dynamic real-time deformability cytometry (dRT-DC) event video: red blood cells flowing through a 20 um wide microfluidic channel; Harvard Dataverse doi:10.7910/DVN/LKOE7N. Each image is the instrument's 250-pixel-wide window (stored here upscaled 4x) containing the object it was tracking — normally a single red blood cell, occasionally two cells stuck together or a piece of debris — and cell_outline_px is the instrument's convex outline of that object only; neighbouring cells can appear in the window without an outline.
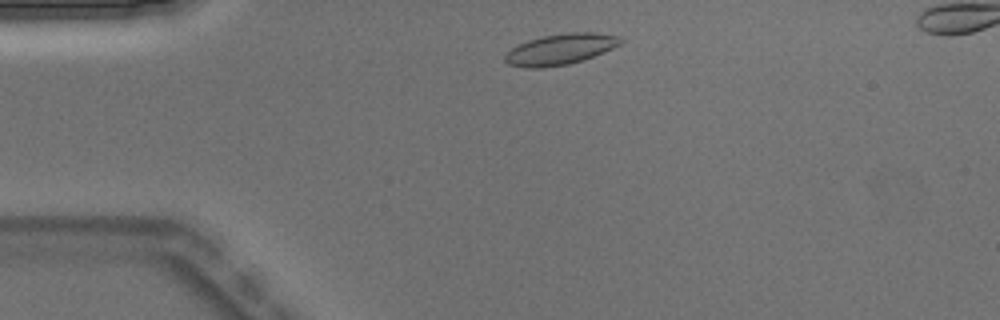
{"species": "Egyptian fruit bat (a non-hibernating species)", "species_latin": "Rousettus aegyptiacus", "temperature_condition": "warm", "stored_images_in_passage": 3, "camera_frame_rate_fps": 3000, "um_per_image_px": 0.085, "animal": {"sex": "male"}, "frame": {"image": 1, "passage_image": 1, "time_ms": 0.0, "image_size_px": [1000, 320], "cell_outline_px": [[624, 40], [620, 44], [604, 52], [584, 60], [568, 64], [540, 68], [524, 68], [508, 64], [504, 60], [504, 56], [516, 44], [540, 36], [568, 32], [592, 32], [620, 36]], "centroid_in_image_um": [47.62, 4.18], "position_along_channel_um": 37.4, "area_um2": 20.98}}